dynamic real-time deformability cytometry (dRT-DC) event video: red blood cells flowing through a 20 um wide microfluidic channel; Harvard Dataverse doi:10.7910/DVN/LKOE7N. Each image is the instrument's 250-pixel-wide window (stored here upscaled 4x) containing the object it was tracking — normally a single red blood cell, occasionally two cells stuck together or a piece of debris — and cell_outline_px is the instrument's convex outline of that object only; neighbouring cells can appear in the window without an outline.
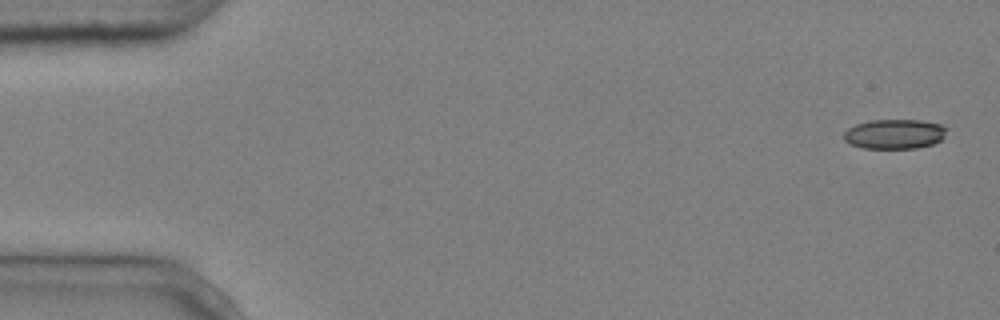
{"species": "common noctule bat (a hibernating species)", "species_latin": "Nyctalus noctula", "temperature_condition": "cold", "stored_images_in_passage": 5, "camera_frame_rate_fps": 3000, "um_per_image_px": 0.085, "animal": {"sex": "male", "body_mass_g": 20.4}, "frame": {"image": 1, "passage_image": 1, "time_ms": 0.0, "image_size_px": [1000, 320], "cell_outline_px": [[948, 128], [944, 136], [940, 140], [932, 144], [916, 148], [864, 148], [848, 144], [844, 140], [844, 132], [848, 128], [856, 124], [872, 120], [920, 120], [940, 124]], "centroid_in_image_um": [76.02, 11.39], "position_along_channel_um": 9.0, "area_um2": 17.8}}
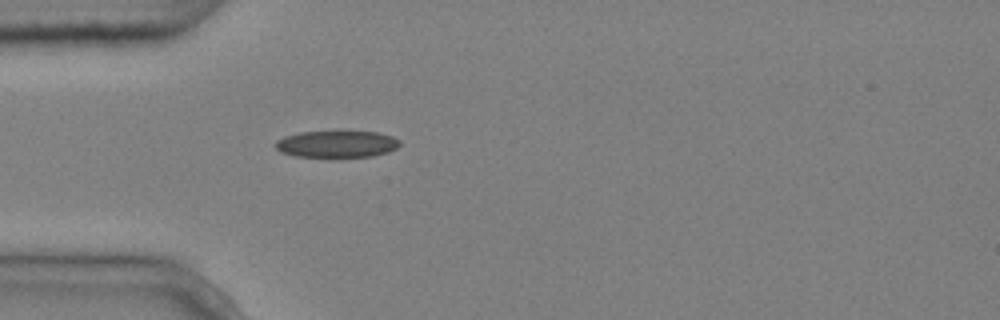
{"frame": {"image": 2, "passage_image": 5, "time_ms": 1.333, "image_size_px": [1000, 320], "cell_outline_px": [[400, 144], [396, 148], [388, 152], [372, 156], [296, 156], [280, 152], [276, 148], [276, 140], [284, 136], [300, 132], [376, 132], [392, 136], [400, 140]], "centroid_in_image_um": [28.62, 12.24], "position_along_channel_um": 56.4, "area_um2": 19.07}}